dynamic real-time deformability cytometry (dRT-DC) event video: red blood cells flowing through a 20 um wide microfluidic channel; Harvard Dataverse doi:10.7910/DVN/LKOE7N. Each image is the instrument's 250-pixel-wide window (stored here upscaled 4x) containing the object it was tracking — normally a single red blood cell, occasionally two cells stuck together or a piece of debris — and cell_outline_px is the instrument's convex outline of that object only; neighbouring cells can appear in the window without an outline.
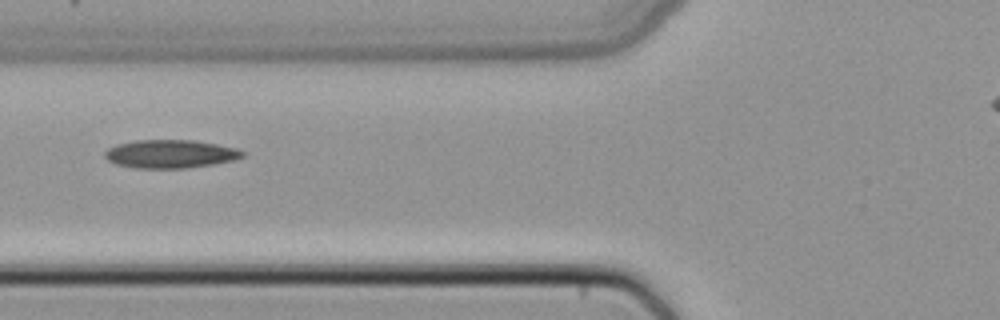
{"species": "common noctule bat (a hibernating species)", "species_latin": "Nyctalus noctula", "temperature_condition": "cold", "stored_images_in_passage": 2, "camera_frame_rate_fps": 3000, "um_per_image_px": 0.085, "animal": {"sex": "female", "body_mass_g": 22.7, "forearm_length_mm": 54.2}, "frame": {"image": 1, "passage_image": 2, "time_ms": 0.333, "image_size_px": [1000, 320], "cell_outline_px": [[244, 156], [236, 160], [188, 168], [136, 168], [116, 164], [108, 160], [104, 156], [104, 152], [108, 148], [116, 144], [136, 140], [192, 140], [216, 144], [236, 148], [244, 152]], "centroid_in_image_um": [14.47, 13.08], "position_along_channel_um": 111.3, "area_um2": 22.72}}